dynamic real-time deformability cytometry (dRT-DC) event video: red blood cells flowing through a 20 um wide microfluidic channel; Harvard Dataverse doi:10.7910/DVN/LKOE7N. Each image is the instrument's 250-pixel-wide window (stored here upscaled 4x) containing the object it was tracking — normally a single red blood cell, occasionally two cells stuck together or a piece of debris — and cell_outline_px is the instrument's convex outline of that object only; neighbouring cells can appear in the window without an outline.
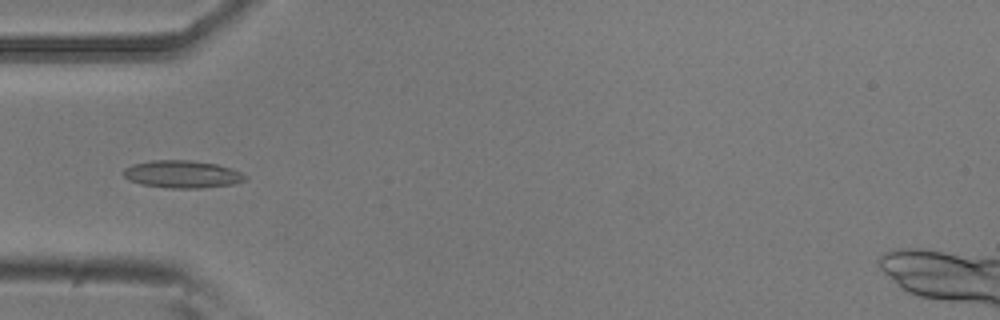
{"species": "common noctule bat (a hibernating species)", "species_latin": "Nyctalus noctula", "temperature_condition": "room temperature", "stored_images_in_passage": 46, "camera_frame_rate_fps": 3000, "um_per_image_px": 0.085, "animal": {"sex": "male", "body_mass_g": 20.5, "forearm_length_mm": 52.5}, "frame": {"image": 1, "passage_image": 9, "time_ms": 2.667, "image_size_px": [1000, 320], "cell_outline_px": [[248, 176], [244, 180], [236, 184], [200, 188], [168, 188], [140, 184], [128, 180], [124, 176], [124, 168], [132, 164], [152, 160], [188, 160], [216, 164], [232, 168]], "centroid_in_image_um": [15.49, 14.81], "position_along_channel_um": 69.5, "area_um2": 19.59}}
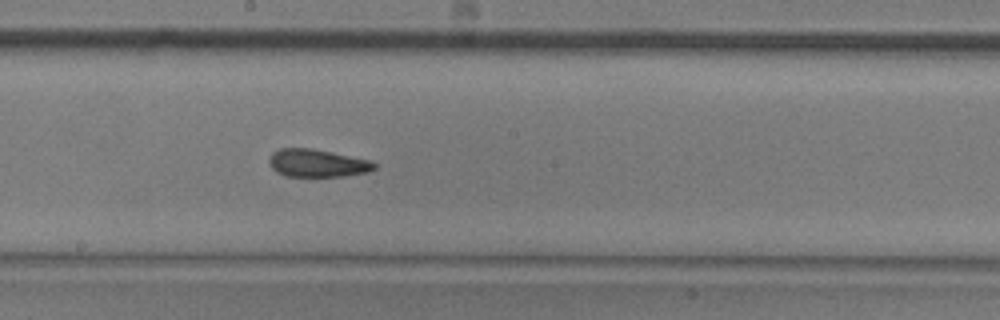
{"frame": {"image": 2, "passage_image": 21, "time_ms": 6.667, "image_size_px": [1000, 320], "cell_outline_px": [[376, 168], [368, 172], [344, 176], [284, 176], [276, 172], [272, 168], [268, 160], [272, 152], [280, 148], [312, 148], [372, 160], [376, 164]], "centroid_in_image_um": [26.97, 13.86], "position_along_channel_um": 221.2, "area_um2": 17.17}}
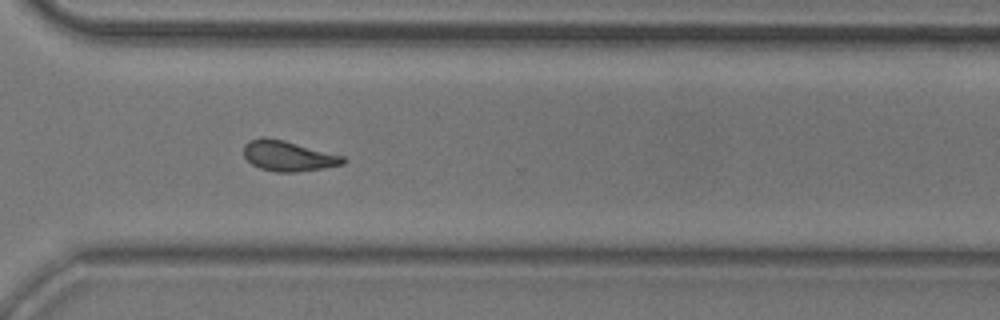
{"frame": {"image": 3, "passage_image": 31, "time_ms": 10.0, "image_size_px": [1000, 320], "cell_outline_px": [[348, 160], [344, 164], [296, 172], [276, 172], [260, 168], [252, 164], [244, 156], [244, 144], [248, 140], [264, 136], [284, 140], [344, 156]], "centroid_in_image_um": [24.48, 13.24], "position_along_channel_um": 346.1, "area_um2": 17.57}, "authors_computed_cell_mechanics": {"area_um2": 17.34, "velocity_mm_per_s": 3.7621, "shape_relaxation_time_tau1_ms": 5.6009, "shape_relaxation_time_tau2_ms": 2.7868, "deformation_change_tau1": 0.1318, "deformation_change_tau2": 0.0938}}